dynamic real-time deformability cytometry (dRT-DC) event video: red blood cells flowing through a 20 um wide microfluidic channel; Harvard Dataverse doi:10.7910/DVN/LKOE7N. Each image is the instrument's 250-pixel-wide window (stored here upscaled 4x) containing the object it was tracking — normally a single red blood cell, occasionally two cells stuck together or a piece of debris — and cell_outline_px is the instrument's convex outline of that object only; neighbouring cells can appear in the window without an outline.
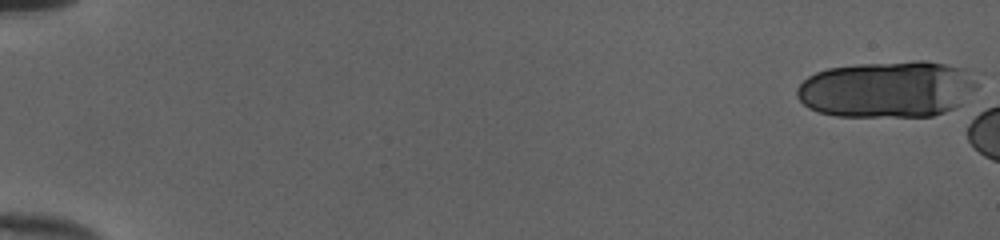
{"species": "human", "species_latin": "Homo sapiens", "temperature_condition": "cold", "stored_images_in_passage": 6, "camera_frame_rate_fps": 3000, "um_per_image_px": 0.085, "donor": {"sex": "female"}, "frame": {"image": 1, "passage_image": 1, "time_ms": 0.0, "image_size_px": [1000, 240], "cell_outline_px": [[980, 84], [964, 108], [932, 116], [836, 116], [816, 112], [808, 108], [796, 96], [796, 88], [808, 76], [816, 72], [828, 68], [856, 64], [916, 60], [924, 60], [964, 68]], "centroid_in_image_um": [75.5, 7.6], "position_along_channel_um": 9.5, "area_um2": 60.69}}